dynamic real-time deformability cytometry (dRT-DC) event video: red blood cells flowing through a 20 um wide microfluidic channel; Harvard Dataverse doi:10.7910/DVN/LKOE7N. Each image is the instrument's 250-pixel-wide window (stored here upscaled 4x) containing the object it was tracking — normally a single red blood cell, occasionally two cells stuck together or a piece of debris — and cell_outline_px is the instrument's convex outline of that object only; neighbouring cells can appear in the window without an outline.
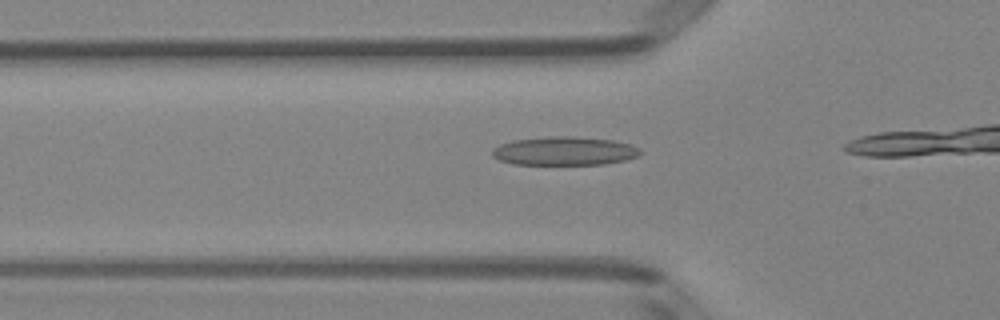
{"species": "Egyptian fruit bat (a non-hibernating species)", "species_latin": "Rousettus aegyptiacus", "temperature_condition": "room temperature", "stored_images_in_passage": 17, "camera_frame_rate_fps": 3000, "um_per_image_px": 0.085, "animal": {"sex": "female"}, "frame": {"image": 1, "passage_image": 12, "time_ms": 3.667, "image_size_px": [1000, 320], "cell_outline_px": [[644, 152], [640, 156], [628, 160], [604, 164], [512, 164], [500, 160], [492, 156], [492, 148], [500, 144], [512, 140], [548, 136], [572, 136], [612, 140], [632, 144], [640, 148]], "centroid_in_image_um": [48.02, 12.83], "position_along_channel_um": 77.8, "area_um2": 25.03}}
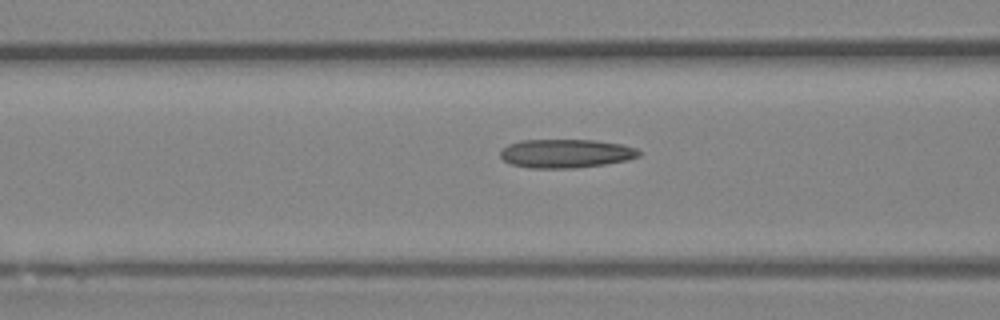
{"frame": {"image": 2, "passage_image": 15, "time_ms": 4.667, "image_size_px": [1000, 320], "cell_outline_px": [[640, 156], [628, 160], [604, 164], [576, 168], [528, 168], [512, 164], [504, 160], [500, 156], [500, 152], [508, 144], [520, 140], [592, 140], [620, 144], [636, 148], [640, 152]], "centroid_in_image_um": [48.09, 13.05], "position_along_channel_um": 118.5, "area_um2": 23.12}}